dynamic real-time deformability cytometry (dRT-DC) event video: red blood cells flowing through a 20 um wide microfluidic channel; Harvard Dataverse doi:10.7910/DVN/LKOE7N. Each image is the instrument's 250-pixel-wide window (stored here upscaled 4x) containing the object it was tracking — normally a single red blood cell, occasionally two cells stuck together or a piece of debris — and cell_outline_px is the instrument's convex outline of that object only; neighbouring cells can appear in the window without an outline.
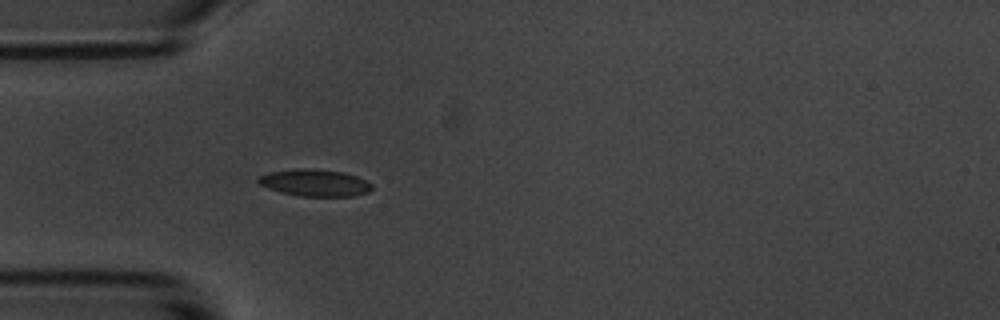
{"species": "common noctule bat (a hibernating species)", "species_latin": "Nyctalus noctula", "temperature_condition": "room temperature", "stored_images_in_passage": 4, "camera_frame_rate_fps": 3000, "um_per_image_px": 0.085, "animal": {"sex": "male", "body_mass_g": 20.1, "forearm_length_mm": 53.5}, "frame": {"image": 1, "passage_image": 4, "time_ms": 3.667, "image_size_px": [1000, 320], "cell_outline_px": [[372, 188], [368, 192], [352, 196], [300, 196], [280, 192], [268, 188], [260, 184], [256, 180], [260, 176], [268, 172], [296, 168], [304, 168], [344, 172], [356, 176], [372, 184]], "centroid_in_image_um": [26.73, 15.53], "position_along_channel_um": 58.3, "area_um2": 17.74}}